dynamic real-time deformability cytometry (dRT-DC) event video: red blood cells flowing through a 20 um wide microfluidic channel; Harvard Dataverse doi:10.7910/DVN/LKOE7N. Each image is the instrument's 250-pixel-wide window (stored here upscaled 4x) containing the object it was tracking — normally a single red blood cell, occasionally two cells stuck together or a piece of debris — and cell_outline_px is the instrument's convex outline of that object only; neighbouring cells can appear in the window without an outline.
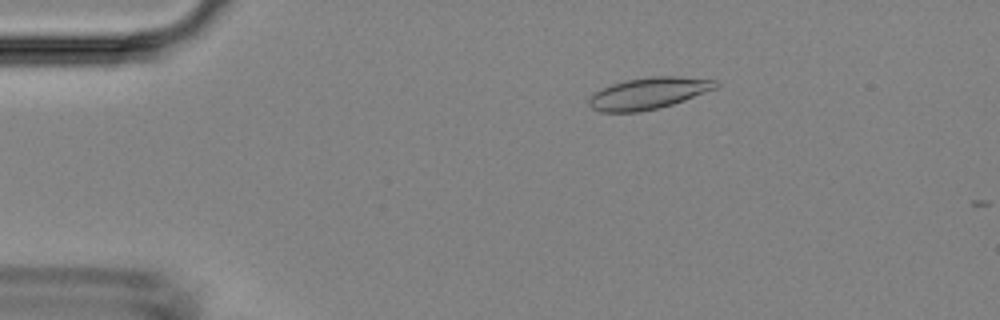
{"species": "Egyptian fruit bat (a non-hibernating species)", "species_latin": "Rousettus aegyptiacus", "temperature_condition": "room temperature", "stored_images_in_passage": 5, "camera_frame_rate_fps": 3000, "um_per_image_px": 0.085, "animal": {"sex": "female"}, "frame": {"image": 1, "passage_image": 3, "time_ms": 2.333, "image_size_px": [1000, 320], "cell_outline_px": [[720, 84], [716, 88], [684, 100], [660, 108], [640, 112], [600, 112], [592, 108], [588, 104], [588, 100], [596, 92], [612, 84], [624, 80], [652, 76], [676, 76], [716, 80]], "centroid_in_image_um": [55.13, 7.93], "position_along_channel_um": 29.9, "area_um2": 23.24}}